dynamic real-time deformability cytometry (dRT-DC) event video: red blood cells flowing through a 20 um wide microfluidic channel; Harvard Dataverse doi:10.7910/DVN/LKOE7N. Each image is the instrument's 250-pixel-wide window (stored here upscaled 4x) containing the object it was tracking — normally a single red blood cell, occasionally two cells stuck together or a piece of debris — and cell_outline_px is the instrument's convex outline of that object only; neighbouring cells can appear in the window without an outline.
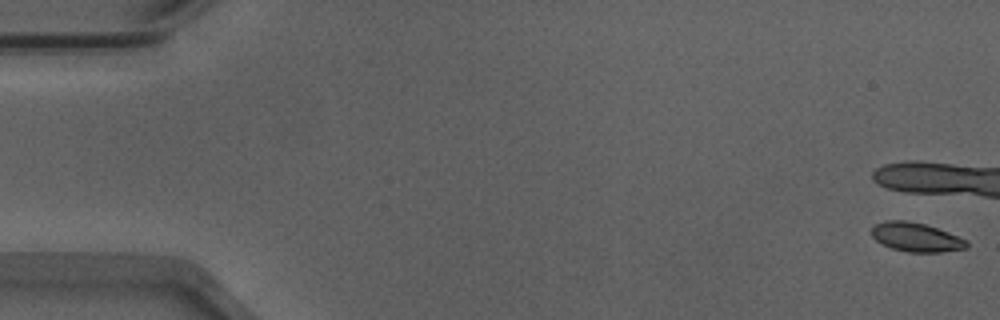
{"species": "Egyptian fruit bat (a non-hibernating species)", "species_latin": "Rousettus aegyptiacus", "temperature_condition": "warm", "stored_images_in_passage": 8, "camera_frame_rate_fps": 3000, "um_per_image_px": 0.085, "animal": {"sex": "male"}, "frame": {"image": 1, "passage_image": 1, "time_ms": 0.0, "image_size_px": [1000, 320], "cell_outline_px": [[968, 248], [940, 252], [908, 252], [892, 248], [876, 240], [872, 236], [872, 228], [876, 224], [888, 220], [904, 220], [924, 224], [948, 232], [968, 240]], "centroid_in_image_um": [77.9, 20.16], "position_along_channel_um": 7.1, "area_um2": 15.9}}